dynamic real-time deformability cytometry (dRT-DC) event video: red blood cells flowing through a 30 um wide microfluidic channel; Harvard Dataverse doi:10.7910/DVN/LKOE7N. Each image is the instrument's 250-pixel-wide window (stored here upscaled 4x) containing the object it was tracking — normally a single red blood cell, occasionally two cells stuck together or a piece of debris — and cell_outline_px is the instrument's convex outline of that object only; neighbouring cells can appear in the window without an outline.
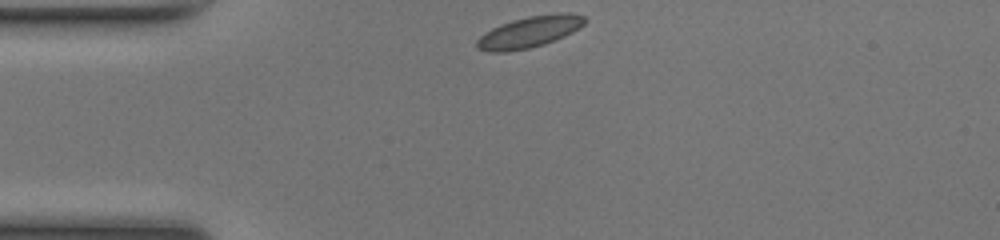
{"species": "common noctule bat (a hibernating species)", "species_latin": "Nyctalus noctula", "temperature_condition": "room temperature", "stored_images_in_passage": 31, "camera_frame_rate_fps": 3000, "um_per_image_px": 0.085, "animal": {"sex": "female", "body_mass_g": 17.0, "forearm_length_mm": 48.0}, "frame": {"image": 1, "passage_image": 1, "time_ms": 0.0, "image_size_px": [1000, 240], "cell_outline_px": [[588, 20], [580, 28], [564, 36], [544, 44], [528, 48], [508, 52], [488, 52], [476, 48], [476, 40], [484, 32], [500, 24], [512, 20], [528, 16], [560, 12], [568, 12], [584, 16]], "centroid_in_image_um": [44.99, 2.71], "position_along_channel_um": 40.0, "area_um2": 19.88}}
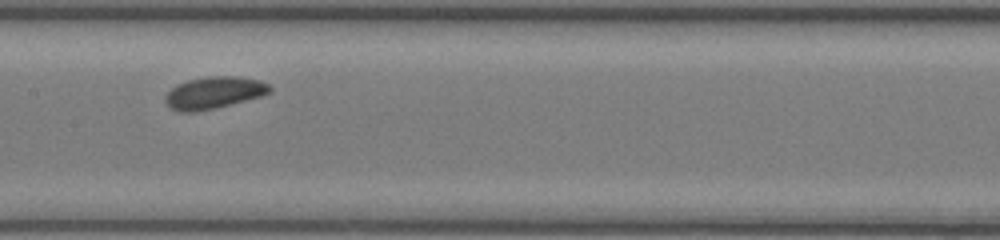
{"frame": {"image": 2, "passage_image": 14, "time_ms": 4.333, "image_size_px": [1000, 240], "cell_outline_px": [[272, 92], [260, 96], [196, 112], [180, 112], [168, 108], [164, 100], [164, 96], [176, 84], [188, 80], [208, 76], [240, 76], [260, 80], [268, 84], [272, 88]], "centroid_in_image_um": [18.15, 7.87], "position_along_channel_um": 189.3, "area_um2": 19.48}}
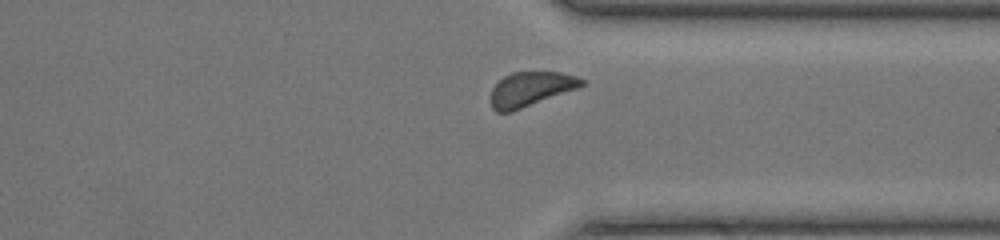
{"frame": {"image": 3, "passage_image": 27, "time_ms": 8.667, "image_size_px": [1000, 240], "cell_outline_px": [[584, 84], [580, 88], [512, 112], [496, 112], [492, 108], [492, 88], [504, 76], [512, 72], [560, 72], [576, 76], [584, 80]], "centroid_in_image_um": [45.14, 7.58], "position_along_channel_um": 366.3, "area_um2": 18.32}, "authors_computed_cell_mechanics": {"area_um2": 18.8428, "velocity_mm_per_s": 4.1023, "shape_relaxation_time_tau1_ms": 1.4271, "shape_relaxation_time_tau2_ms": 2.44, "deformation_change_tau1": 0.0393, "deformation_change_tau2": 0.0554}}